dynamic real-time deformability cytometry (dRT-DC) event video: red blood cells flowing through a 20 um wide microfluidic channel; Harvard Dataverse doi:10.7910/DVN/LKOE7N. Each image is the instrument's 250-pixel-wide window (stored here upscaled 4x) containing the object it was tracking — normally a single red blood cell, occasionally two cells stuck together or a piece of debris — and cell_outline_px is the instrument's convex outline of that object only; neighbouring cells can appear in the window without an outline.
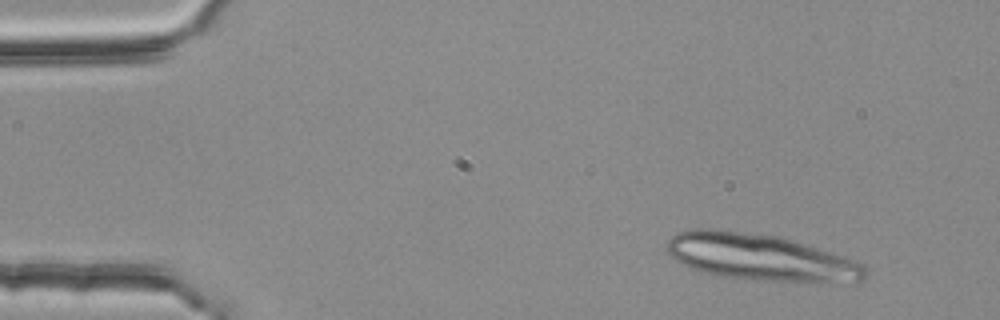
{"species": "common noctule bat (a hibernating species)", "species_latin": "Nyctalus noctula", "temperature_condition": "room temperature", "stored_images_in_passage": 3, "camera_frame_rate_fps": 3000, "um_per_image_px": 0.085, "animal": {"sex": "female", "body_mass_g": 25.1}, "frame": {"image": 1, "passage_image": 1, "time_ms": 0.0, "image_size_px": [1000, 320], "cell_outline_px": [[868, 272], [860, 280], [756, 280], [716, 276], [680, 264], [668, 252], [668, 240], [676, 232], [692, 228], [712, 228], [776, 236], [840, 256], [864, 264], [868, 268]], "centroid_in_image_um": [64.47, 21.84], "position_along_channel_um": 20.5, "area_um2": 52.31}}